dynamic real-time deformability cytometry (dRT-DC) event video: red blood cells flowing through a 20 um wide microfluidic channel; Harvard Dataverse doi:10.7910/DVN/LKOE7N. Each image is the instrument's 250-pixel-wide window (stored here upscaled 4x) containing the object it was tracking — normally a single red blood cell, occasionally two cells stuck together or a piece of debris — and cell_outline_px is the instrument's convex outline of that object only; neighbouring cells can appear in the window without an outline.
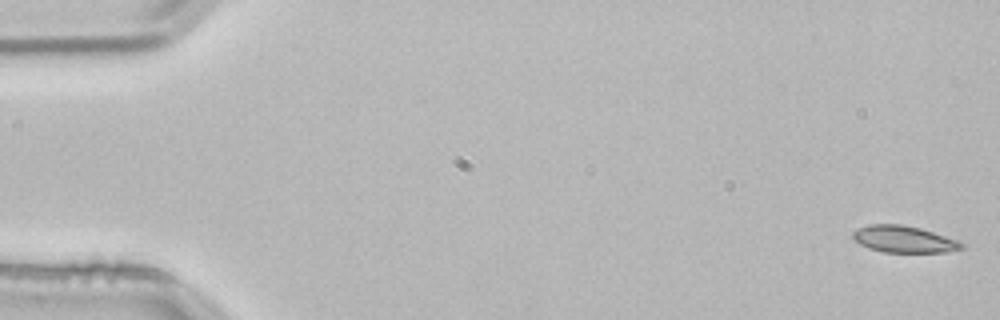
{"species": "common noctule bat (a hibernating species)", "species_latin": "Nyctalus noctula", "temperature_condition": "room temperature", "stored_images_in_passage": 4, "segment_of_instrument_passage": [1, 2], "camera_frame_rate_fps": 3000, "um_per_image_px": 0.085, "animal": {"sex": "male", "body_mass_g": 21.5, "forearm_length_mm": 52.0}, "frame": {"image": 1, "passage_image": 1, "time_ms": 0.0, "image_size_px": [1000, 320], "cell_outline_px": [[968, 244], [964, 248], [944, 252], [884, 252], [868, 248], [852, 240], [852, 232], [868, 224], [900, 224], [920, 228]], "centroid_in_image_um": [76.81, 20.34], "position_along_channel_um": 8.2, "area_um2": 16.94}}
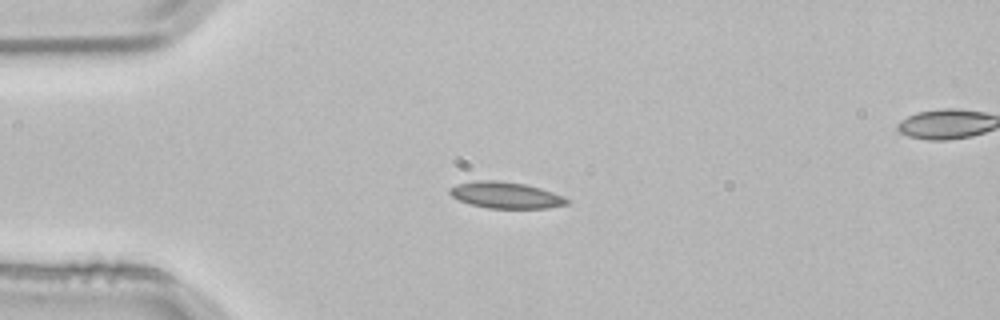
{"frame": {"image": 2, "passage_image": 3, "time_ms": 0.667, "image_size_px": [1000, 320], "cell_outline_px": [[568, 204], [548, 208], [488, 208], [472, 204], [460, 200], [452, 196], [448, 192], [448, 188], [456, 184], [476, 180], [496, 180], [524, 184], [540, 188], [564, 196], [568, 200]], "centroid_in_image_um": [42.97, 16.58], "position_along_channel_um": 42.0, "area_um2": 17.92}}